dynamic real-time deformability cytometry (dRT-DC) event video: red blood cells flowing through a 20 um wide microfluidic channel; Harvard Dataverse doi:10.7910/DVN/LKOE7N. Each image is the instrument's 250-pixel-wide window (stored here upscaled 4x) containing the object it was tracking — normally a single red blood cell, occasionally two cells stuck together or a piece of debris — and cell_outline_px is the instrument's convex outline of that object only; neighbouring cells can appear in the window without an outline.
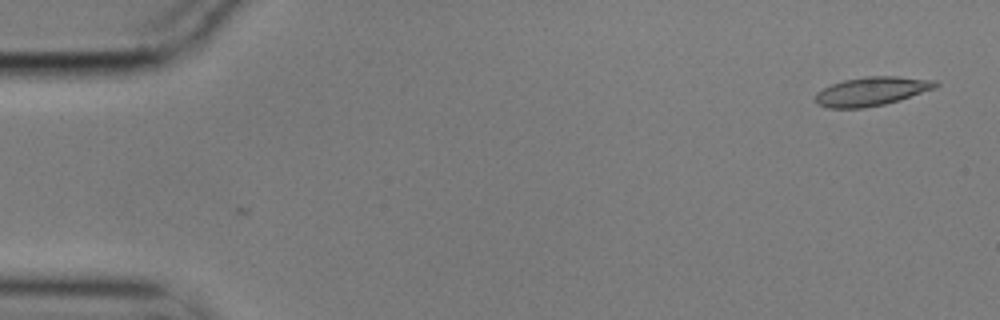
{"species": "common noctule bat (a hibernating species)", "species_latin": "Nyctalus noctula", "temperature_condition": "cold", "stored_images_in_passage": 5, "camera_frame_rate_fps": 3000, "um_per_image_px": 0.085, "animal": {"sex": "male", "body_mass_g": 17.9}, "frame": {"image": 1, "passage_image": 5, "time_ms": 1.333, "image_size_px": [1000, 320], "cell_outline_px": [[940, 84], [936, 88], [900, 100], [884, 104], [864, 108], [828, 108], [816, 104], [816, 92], [832, 84], [844, 80], [864, 76], [896, 76], [936, 80]], "centroid_in_image_um": [74.11, 7.76], "position_along_channel_um": 10.9, "area_um2": 20.29}}